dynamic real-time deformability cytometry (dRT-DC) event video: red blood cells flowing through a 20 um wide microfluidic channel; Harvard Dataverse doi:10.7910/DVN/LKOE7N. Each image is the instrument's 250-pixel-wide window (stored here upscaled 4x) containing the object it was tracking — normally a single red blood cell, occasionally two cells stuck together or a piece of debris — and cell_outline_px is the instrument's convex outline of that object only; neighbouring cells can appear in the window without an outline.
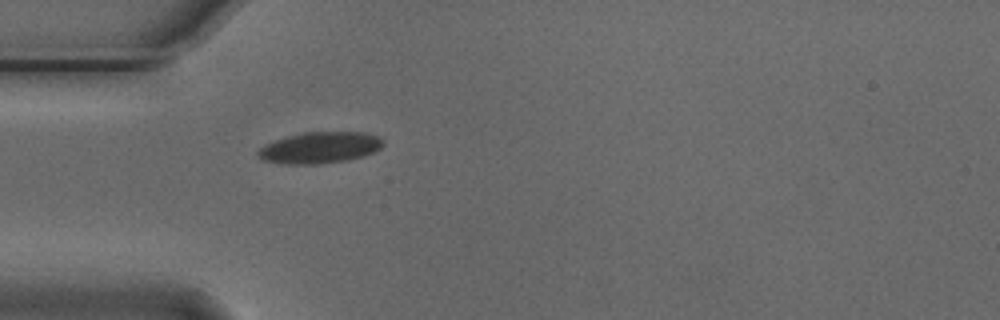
{"species": "Egyptian fruit bat (a non-hibernating species)", "species_latin": "Rousettus aegyptiacus", "temperature_condition": "cold", "stored_images_in_passage": 37, "camera_frame_rate_fps": 3000, "um_per_image_px": 0.085, "animal": {"sex": "male"}, "frame": {"image": 1, "passage_image": 1, "time_ms": 0.0, "image_size_px": [1000, 320], "cell_outline_px": [[384, 144], [380, 148], [364, 156], [348, 160], [312, 164], [288, 164], [260, 160], [256, 156], [256, 152], [264, 144], [288, 136], [304, 132], [364, 132], [380, 136], [384, 140]], "centroid_in_image_um": [27.18, 12.54], "position_along_channel_um": 57.8, "area_um2": 22.95}}
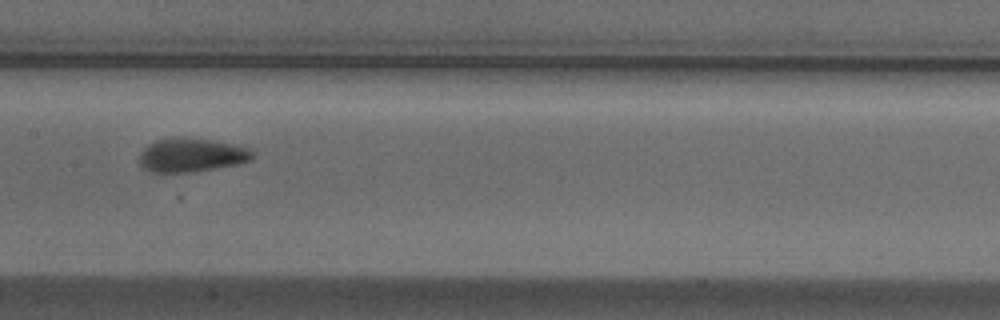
{"frame": {"image": 2, "passage_image": 12, "time_ms": 3.667, "image_size_px": [1000, 320], "cell_outline_px": [[252, 160], [236, 164], [216, 168], [192, 172], [152, 172], [144, 168], [140, 164], [140, 152], [148, 144], [156, 140], [212, 140], [232, 144], [248, 148], [252, 152]], "centroid_in_image_um": [16.27, 13.22], "position_along_channel_um": 191.1, "area_um2": 21.39}}
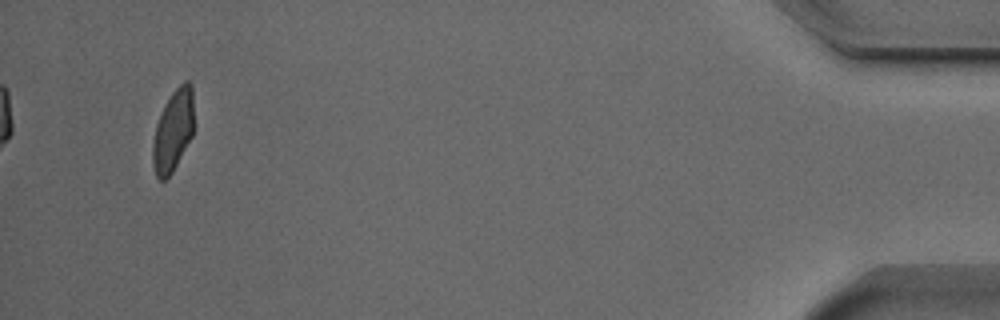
{"frame": {"image": 3, "passage_image": 37, "time_ms": 12.0, "image_size_px": [1000, 320], "cell_outline_px": [[192, 136], [172, 172], [164, 180], [160, 180], [156, 176], [152, 164], [152, 144], [156, 124], [172, 92], [184, 80], [188, 80], [192, 84]], "centroid_in_image_um": [14.69, 11.12], "position_along_channel_um": 420.5, "area_um2": 19.19}}